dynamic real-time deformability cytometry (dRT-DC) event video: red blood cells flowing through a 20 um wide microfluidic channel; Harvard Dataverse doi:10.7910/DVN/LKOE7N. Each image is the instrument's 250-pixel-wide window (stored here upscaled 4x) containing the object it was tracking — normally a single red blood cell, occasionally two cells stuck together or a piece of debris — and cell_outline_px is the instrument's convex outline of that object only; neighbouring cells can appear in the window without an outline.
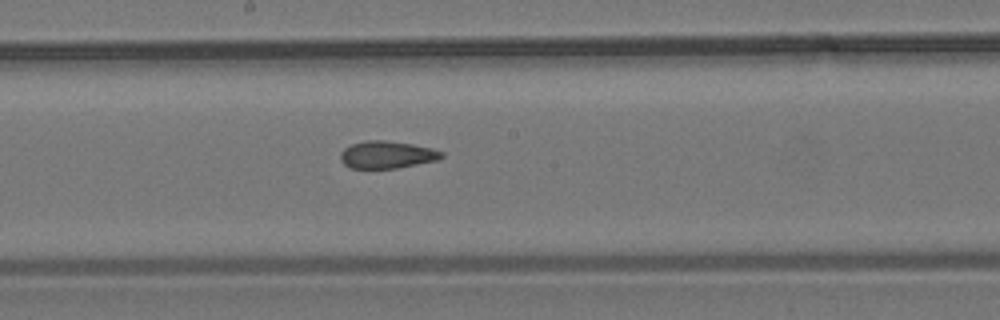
{"species": "common noctule bat (a hibernating species)", "species_latin": "Nyctalus noctula", "temperature_condition": "room temperature", "stored_images_in_passage": 5, "camera_frame_rate_fps": 3000, "um_per_image_px": 0.085, "animal": {"sex": "male", "body_mass_g": 19.2, "forearm_length_mm": 51.8}, "frame": {"image": 1, "passage_image": 5, "time_ms": 1.333, "image_size_px": [1000, 320], "cell_outline_px": [[444, 156], [436, 160], [396, 168], [348, 168], [340, 160], [340, 152], [344, 148], [352, 144], [364, 140], [384, 140], [412, 144], [432, 148], [444, 152]], "centroid_in_image_um": [32.86, 13.14], "position_along_channel_um": 215.3, "area_um2": 16.13}}